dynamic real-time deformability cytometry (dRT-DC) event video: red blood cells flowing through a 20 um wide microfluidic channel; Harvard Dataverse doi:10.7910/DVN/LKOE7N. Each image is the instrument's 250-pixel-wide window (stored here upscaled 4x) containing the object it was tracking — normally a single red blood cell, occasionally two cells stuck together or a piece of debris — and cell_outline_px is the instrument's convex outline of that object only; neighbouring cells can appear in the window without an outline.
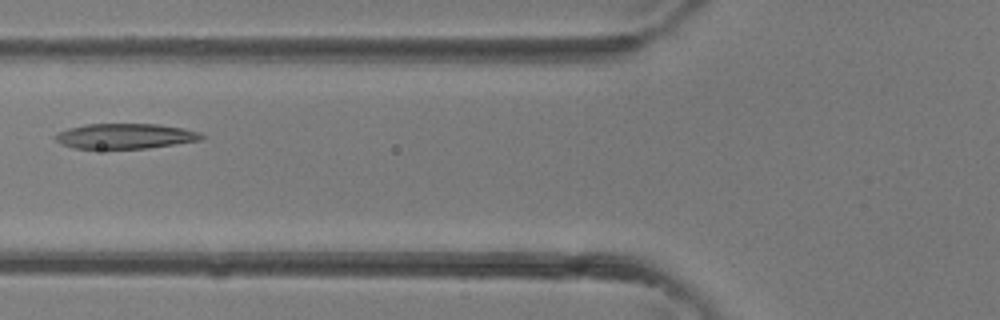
{"species": "common noctule bat (a hibernating species)", "species_latin": "Nyctalus noctula", "temperature_condition": "room temperature", "stored_images_in_passage": 4, "camera_frame_rate_fps": 3000, "um_per_image_px": 0.085, "animal": {"sex": "female"}, "frame": {"image": 1, "passage_image": 4, "time_ms": 1.0, "image_size_px": [1000, 320], "cell_outline_px": [[204, 136], [200, 140], [148, 148], [72, 148], [60, 144], [52, 136], [56, 132], [68, 128], [84, 124], [156, 124], [184, 128], [200, 132]], "centroid_in_image_um": [10.58, 11.56], "position_along_channel_um": 115.2, "area_um2": 21.5}}